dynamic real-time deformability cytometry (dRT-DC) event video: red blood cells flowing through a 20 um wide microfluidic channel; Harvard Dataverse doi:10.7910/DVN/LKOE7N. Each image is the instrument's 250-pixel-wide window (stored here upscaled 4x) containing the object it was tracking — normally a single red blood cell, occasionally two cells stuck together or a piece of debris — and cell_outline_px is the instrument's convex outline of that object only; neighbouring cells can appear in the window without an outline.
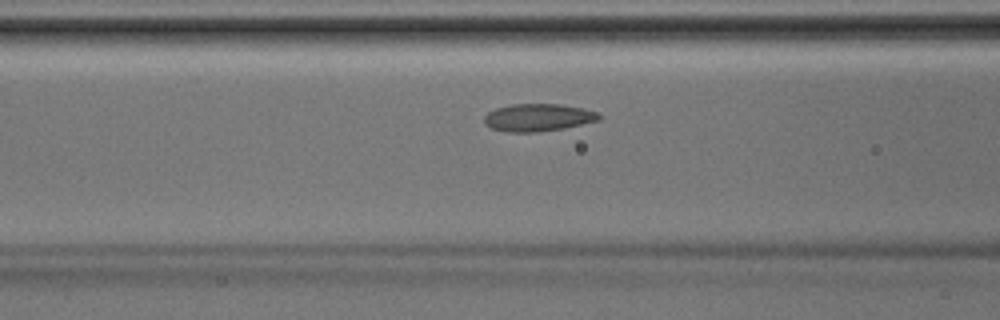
{"species": "Egyptian fruit bat (a non-hibernating species)", "species_latin": "Rousettus aegyptiacus", "temperature_condition": "room temperature", "stored_images_in_passage": 36, "camera_frame_rate_fps": 3000, "um_per_image_px": 0.085, "animal": {"sex": "male"}, "frame": {"image": 1, "passage_image": 11, "time_ms": 3.333, "image_size_px": [1000, 320], "cell_outline_px": [[604, 116], [600, 120], [564, 128], [540, 132], [508, 132], [492, 128], [484, 124], [484, 116], [488, 112], [496, 108], [512, 104], [560, 104], [584, 108], [600, 112]], "centroid_in_image_um": [45.79, 9.98], "position_along_channel_um": 120.8, "area_um2": 18.67}}
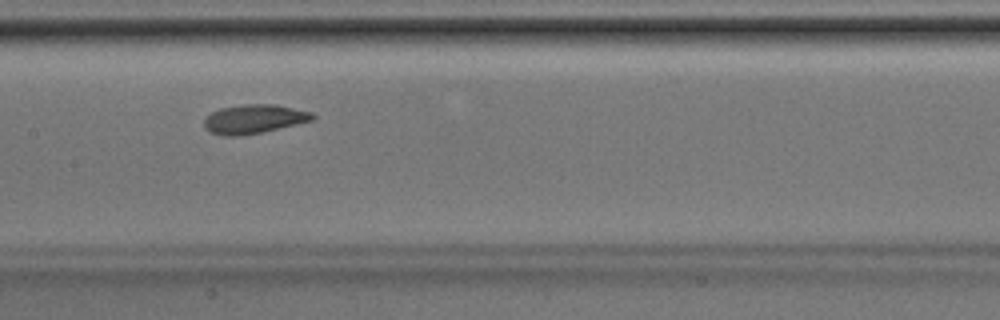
{"frame": {"image": 2, "passage_image": 15, "time_ms": 4.667, "image_size_px": [1000, 320], "cell_outline_px": [[316, 116], [312, 120], [264, 132], [240, 136], [224, 136], [208, 132], [204, 128], [204, 120], [212, 112], [220, 108], [244, 104], [276, 104], [312, 112]], "centroid_in_image_um": [21.57, 10.12], "position_along_channel_um": 185.8, "area_um2": 18.44}}
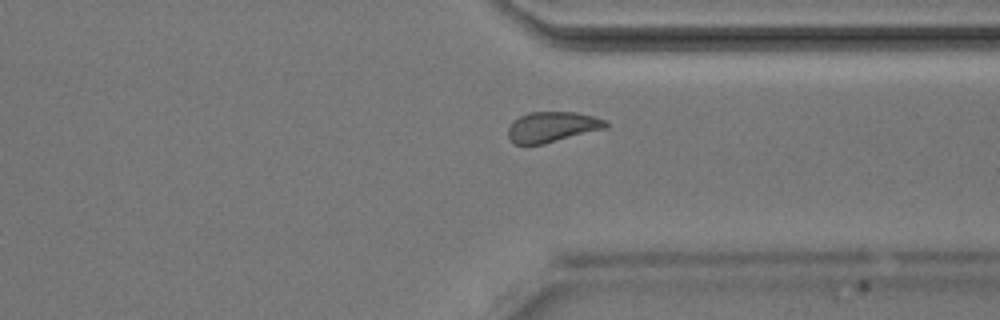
{"frame": {"image": 3, "passage_image": 26, "time_ms": 8.333, "image_size_px": [1000, 320], "cell_outline_px": [[608, 128], [544, 144], [512, 144], [508, 136], [508, 128], [512, 120], [528, 112], [576, 112], [608, 120]], "centroid_in_image_um": [46.94, 10.79], "position_along_channel_um": 364.5, "area_um2": 17.57}}